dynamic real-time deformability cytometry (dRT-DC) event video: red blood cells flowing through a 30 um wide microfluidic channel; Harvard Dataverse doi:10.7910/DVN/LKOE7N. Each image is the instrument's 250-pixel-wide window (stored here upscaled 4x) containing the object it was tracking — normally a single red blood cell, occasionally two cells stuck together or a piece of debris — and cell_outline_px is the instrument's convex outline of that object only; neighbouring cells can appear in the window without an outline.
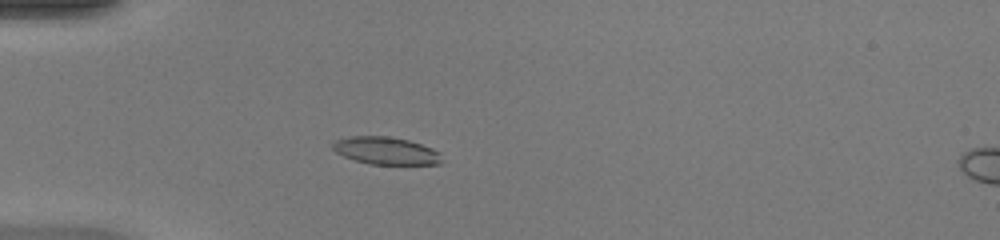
{"species": "common noctule bat (a hibernating species)", "species_latin": "Nyctalus noctula", "temperature_condition": "warm", "stored_images_in_passage": 36, "camera_frame_rate_fps": 3000, "um_per_image_px": 0.085, "animal": {"sex": "female", "body_mass_g": 20.0, "forearm_length_mm": 54.0}, "frame": {"image": 1, "passage_image": 2, "time_ms": 0.333, "image_size_px": [1000, 240], "cell_outline_px": [[440, 164], [368, 164], [344, 156], [336, 152], [332, 148], [332, 144], [336, 140], [352, 136], [388, 136], [408, 140], [432, 148], [440, 152]], "centroid_in_image_um": [32.79, 12.81], "position_along_channel_um": 52.2, "area_um2": 17.28}}
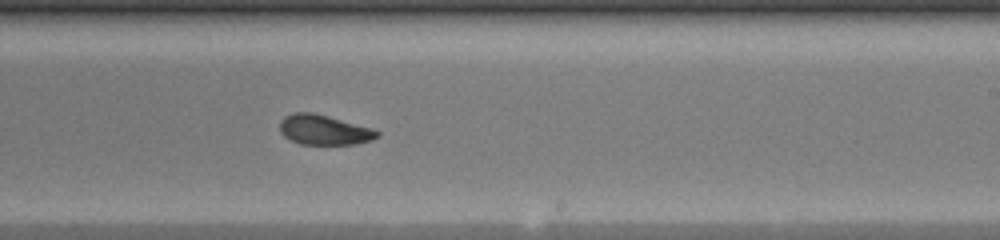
{"frame": {"image": 2, "passage_image": 18, "time_ms": 5.667, "image_size_px": [1000, 240], "cell_outline_px": [[380, 136], [372, 140], [356, 144], [300, 144], [284, 136], [280, 132], [280, 120], [284, 116], [292, 112], [312, 112], [328, 116], [372, 128], [380, 132]], "centroid_in_image_um": [27.54, 11.03], "position_along_channel_um": 261.5, "area_um2": 17.05}}
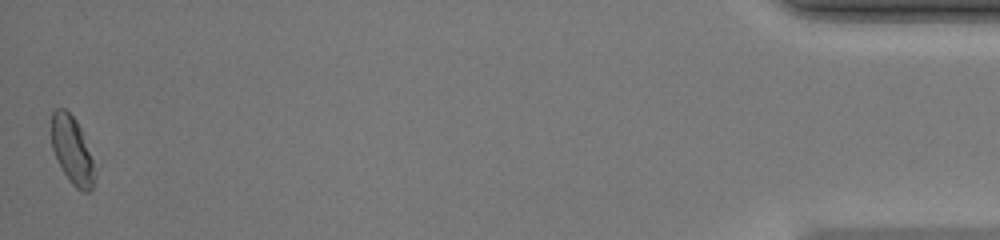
{"frame": {"image": 3, "passage_image": 36, "time_ms": 11.667, "image_size_px": [1000, 240], "cell_outline_px": [[96, 176], [92, 188], [88, 192], [84, 192], [76, 188], [72, 184], [64, 172], [52, 148], [52, 112], [56, 108], [64, 108], [76, 120], [80, 128], [92, 160]], "centroid_in_image_um": [6.13, 12.79], "position_along_channel_um": 429.1, "area_um2": 16.59}, "authors_computed_cell_mechanics": {"area_um2": 17.3978, "velocity_mm_per_s": 4.2416, "shape_relaxation_time_tau1_ms": null, "shape_relaxation_time_tau2_ms": 2.2316, "deformation_change_tau1": null, "deformation_change_tau2": 0.0786}}